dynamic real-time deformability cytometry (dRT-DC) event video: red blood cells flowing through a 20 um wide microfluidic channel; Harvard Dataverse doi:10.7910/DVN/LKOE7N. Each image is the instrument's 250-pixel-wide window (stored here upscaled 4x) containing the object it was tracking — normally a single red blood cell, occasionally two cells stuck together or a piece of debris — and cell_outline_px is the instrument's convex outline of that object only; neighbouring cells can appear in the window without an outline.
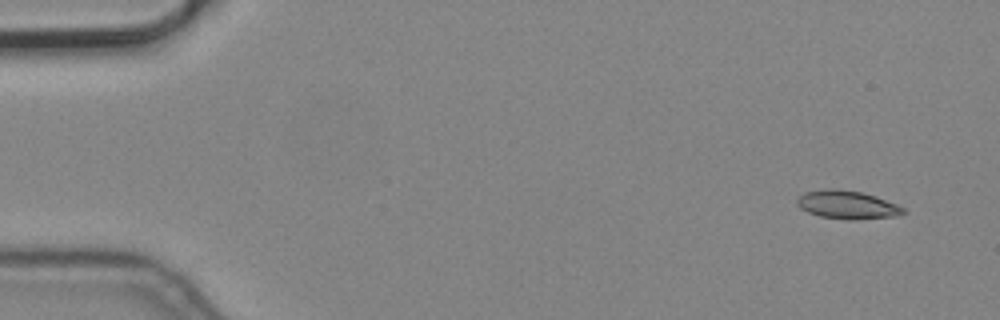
{"species": "common noctule bat (a hibernating species)", "species_latin": "Nyctalus noctula", "temperature_condition": "cold", "stored_images_in_passage": 10, "camera_frame_rate_fps": 3000, "um_per_image_px": 0.085, "animal": {"sex": "male", "body_mass_g": 19.2, "forearm_length_mm": 51.8}, "frame": {"image": 1, "passage_image": 1, "time_ms": 0.0, "image_size_px": [1000, 320], "cell_outline_px": [[908, 212], [900, 216], [852, 220], [820, 216], [808, 212], [800, 208], [796, 204], [796, 200], [804, 192], [828, 188], [836, 188], [860, 192], [876, 196], [896, 204], [904, 208]], "centroid_in_image_um": [72.04, 17.41], "position_along_channel_um": 13.0, "area_um2": 17.63}}
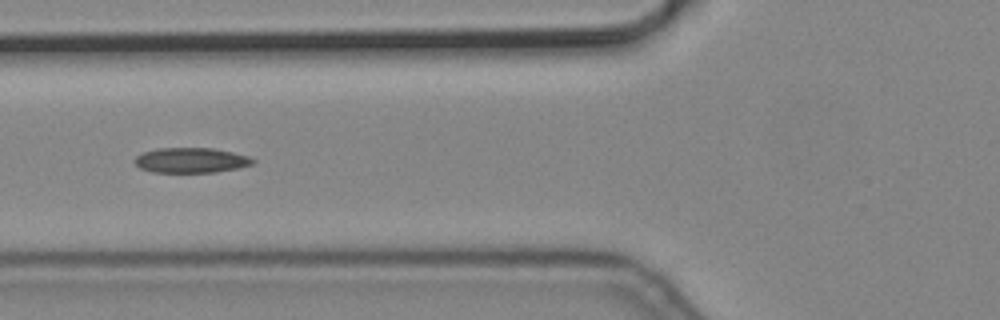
{"frame": {"image": 2, "passage_image": 6, "time_ms": 1.667, "image_size_px": [1000, 320], "cell_outline_px": [[256, 160], [252, 164], [240, 168], [216, 172], [152, 172], [140, 168], [132, 160], [136, 156], [144, 152], [160, 148], [212, 148], [232, 152], [248, 156]], "centroid_in_image_um": [16.24, 13.63], "position_along_channel_um": 109.6, "area_um2": 17.28}}
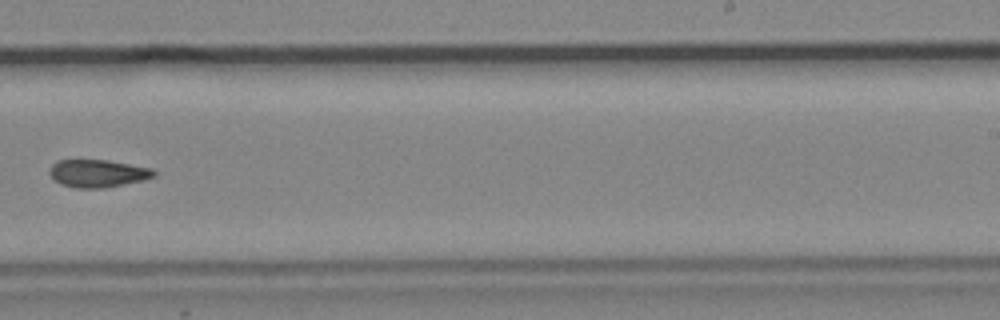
{"frame": {"image": 3, "passage_image": 10, "time_ms": 3.0, "image_size_px": [1000, 320], "cell_outline_px": [[156, 176], [144, 180], [104, 188], [72, 188], [60, 184], [48, 172], [48, 168], [56, 160], [108, 160], [152, 168], [156, 172]], "centroid_in_image_um": [8.3, 14.74], "position_along_channel_um": 280.7, "area_um2": 16.99}}